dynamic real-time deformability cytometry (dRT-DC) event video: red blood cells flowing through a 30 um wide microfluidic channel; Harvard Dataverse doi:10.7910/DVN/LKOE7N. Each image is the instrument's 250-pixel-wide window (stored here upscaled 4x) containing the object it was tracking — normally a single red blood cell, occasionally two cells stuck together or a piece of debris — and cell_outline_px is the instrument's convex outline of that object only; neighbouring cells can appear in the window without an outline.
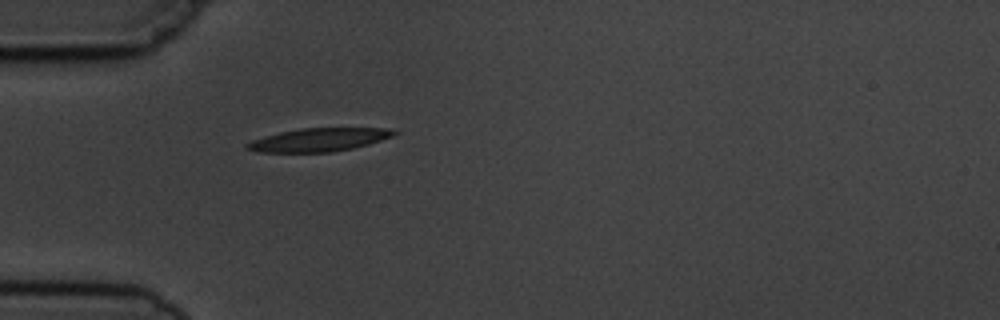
{"species": "common noctule bat (a hibernating species)", "species_latin": "Nyctalus noctula", "temperature_condition": "cold", "stored_images_in_passage": 1, "camera_frame_rate_fps": 3000, "um_per_image_px": 0.085, "animal": {"sex": "male", "body_mass_g": 19.5, "forearm_length_mm": 54.6}, "frame": {"image": 1, "passage_image": 1, "time_ms": 0.0, "image_size_px": [1000, 320], "cell_outline_px": [[400, 132], [392, 136], [368, 144], [352, 148], [332, 152], [260, 152], [244, 148], [244, 144], [252, 140], [264, 136], [280, 132], [300, 128], [388, 128]], "centroid_in_image_um": [27.08, 11.88], "position_along_channel_um": 57.9, "area_um2": 19.88}}